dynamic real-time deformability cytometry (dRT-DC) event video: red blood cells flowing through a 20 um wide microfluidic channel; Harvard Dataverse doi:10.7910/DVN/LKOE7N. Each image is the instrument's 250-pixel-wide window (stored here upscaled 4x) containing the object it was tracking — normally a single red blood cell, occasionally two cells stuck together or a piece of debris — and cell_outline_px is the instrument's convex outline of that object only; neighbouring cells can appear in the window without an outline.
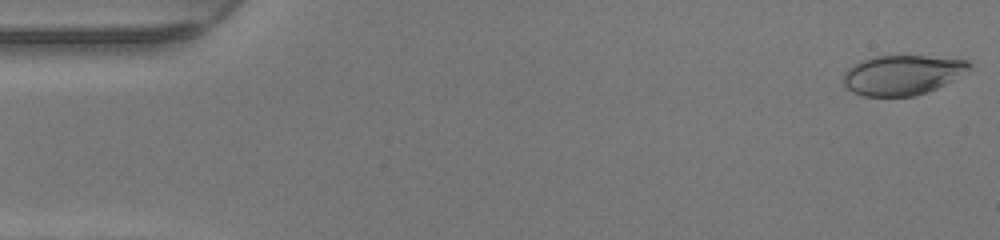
{"species": "human", "species_latin": "Homo sapiens", "temperature_condition": "warm", "stored_images_in_passage": 48, "camera_frame_rate_fps": 3000, "um_per_image_px": 0.085, "donor": {"sex": "female"}, "frame": {"image": 1, "passage_image": 1, "time_ms": 0.0, "image_size_px": [1000, 240], "cell_outline_px": [[972, 68], [952, 80], [936, 88], [912, 96], [864, 96], [852, 92], [844, 84], [844, 72], [848, 68], [860, 60], [876, 56], [924, 56], [968, 60], [972, 64]], "centroid_in_image_um": [76.68, 6.36], "position_along_channel_um": 8.3, "area_um2": 28.96}}
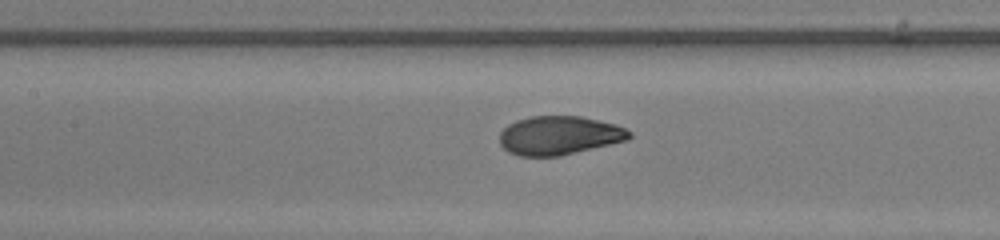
{"frame": {"image": 2, "passage_image": 22, "time_ms": 7.0, "image_size_px": [1000, 240], "cell_outline_px": [[632, 136], [628, 140], [560, 156], [520, 156], [508, 152], [500, 144], [500, 132], [508, 124], [516, 120], [532, 116], [580, 116], [616, 124], [632, 132]], "centroid_in_image_um": [47.54, 11.51], "position_along_channel_um": 159.9, "area_um2": 29.36}}
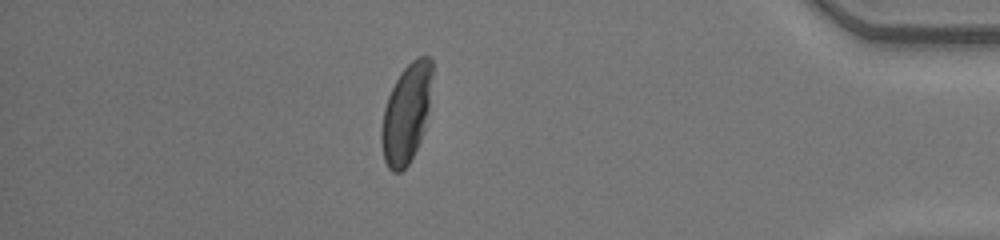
{"frame": {"image": 3, "passage_image": 42, "time_ms": 13.667, "image_size_px": [1000, 240], "cell_outline_px": [[432, 76], [428, 112], [424, 132], [408, 164], [400, 172], [392, 172], [388, 168], [384, 160], [380, 140], [380, 128], [384, 108], [388, 96], [400, 72], [416, 56], [428, 56], [432, 60]], "centroid_in_image_um": [34.53, 9.64], "position_along_channel_um": 400.7, "area_um2": 29.42}, "authors_computed_cell_mechanics": {"area_um2": 29.478, "velocity_mm_per_s": 4.2693, "shape_relaxation_time_tau1_ms": 3.7515, "shape_relaxation_time_tau2_ms": null, "deformation_change_tau1": 0.1989, "deformation_change_tau2": null}}